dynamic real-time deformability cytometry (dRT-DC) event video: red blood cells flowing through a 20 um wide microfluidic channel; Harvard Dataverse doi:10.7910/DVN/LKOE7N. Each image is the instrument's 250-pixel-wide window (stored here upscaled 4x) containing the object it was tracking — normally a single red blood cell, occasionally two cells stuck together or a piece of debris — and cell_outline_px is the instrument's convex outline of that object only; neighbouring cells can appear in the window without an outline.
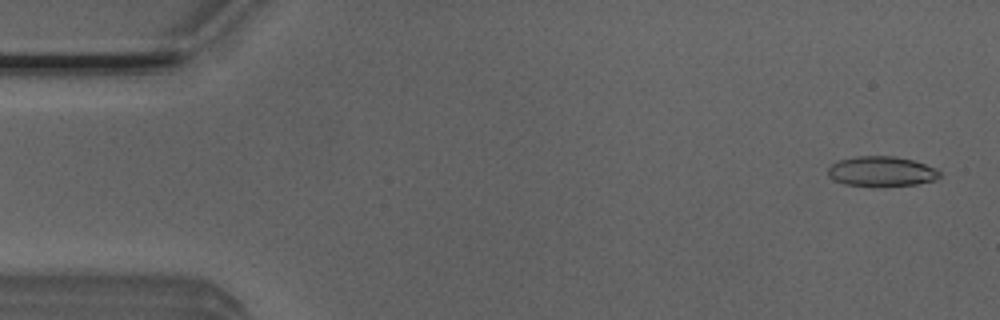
{"species": "Egyptian fruit bat (a non-hibernating species)", "species_latin": "Rousettus aegyptiacus", "temperature_condition": "room temperature", "stored_images_in_passage": 5, "camera_frame_rate_fps": 3000, "um_per_image_px": 0.085, "animal": {"sex": "male"}, "frame": {"image": 1, "passage_image": 1, "time_ms": 0.0, "image_size_px": [1000, 320], "cell_outline_px": [[940, 176], [932, 180], [916, 184], [844, 184], [828, 176], [828, 168], [832, 164], [840, 160], [856, 156], [892, 156], [912, 160], [936, 168], [940, 172]], "centroid_in_image_um": [74.91, 14.53], "position_along_channel_um": 10.1, "area_um2": 18.67}}
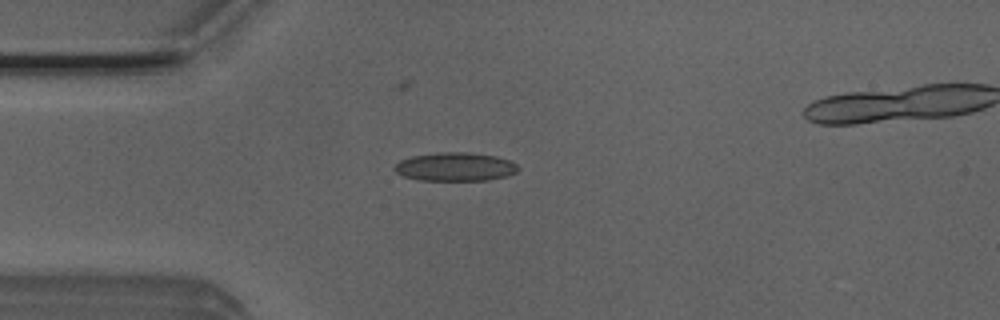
{"frame": {"image": 2, "passage_image": 4, "time_ms": 1.0, "image_size_px": [1000, 320], "cell_outline_px": [[520, 168], [516, 172], [508, 176], [488, 180], [420, 180], [404, 176], [396, 172], [392, 168], [400, 160], [412, 156], [440, 152], [468, 152], [496, 156], [508, 160], [516, 164]], "centroid_in_image_um": [38.7, 14.17], "position_along_channel_um": 46.3, "area_um2": 20.58}}